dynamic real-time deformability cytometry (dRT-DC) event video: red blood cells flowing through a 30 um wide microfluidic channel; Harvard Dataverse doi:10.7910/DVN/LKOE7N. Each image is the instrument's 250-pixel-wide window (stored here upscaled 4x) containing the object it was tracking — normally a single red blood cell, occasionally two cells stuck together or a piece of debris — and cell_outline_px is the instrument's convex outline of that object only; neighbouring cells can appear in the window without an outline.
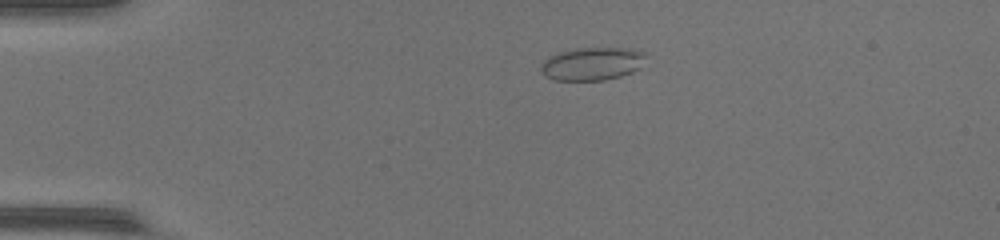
{"species": "common noctule bat (a hibernating species)", "species_latin": "Nyctalus noctula", "temperature_condition": "warm", "stored_images_in_passage": 42, "camera_frame_rate_fps": 3000, "um_per_image_px": 0.085, "animal": {"sex": "female", "body_mass_g": 17.0, "forearm_length_mm": 48.0}, "frame": {"image": 1, "passage_image": 2, "time_ms": 0.333, "image_size_px": [1000, 240], "cell_outline_px": [[648, 52], [640, 68], [632, 72], [620, 76], [604, 80], [552, 80], [544, 76], [540, 72], [540, 64], [548, 56], [560, 52], [576, 48], [632, 48]], "centroid_in_image_um": [50.33, 5.41], "position_along_channel_um": 34.7, "area_um2": 20.52}}
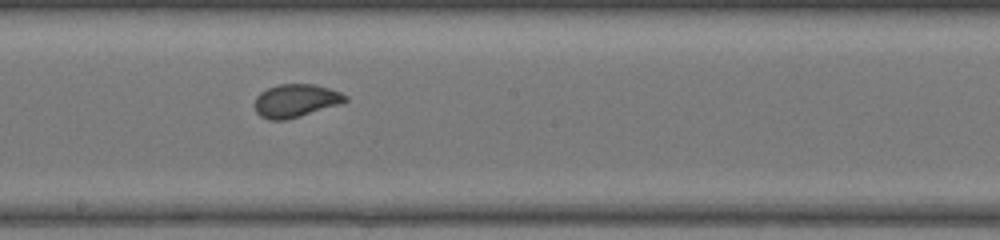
{"frame": {"image": 2, "passage_image": 20, "time_ms": 6.333, "image_size_px": [1000, 240], "cell_outline_px": [[348, 100], [300, 116], [284, 120], [268, 120], [260, 116], [256, 112], [256, 96], [260, 92], [268, 88], [280, 84], [316, 84], [340, 92], [348, 96]], "centroid_in_image_um": [25.11, 8.55], "position_along_channel_um": 223.1, "area_um2": 17.17}}
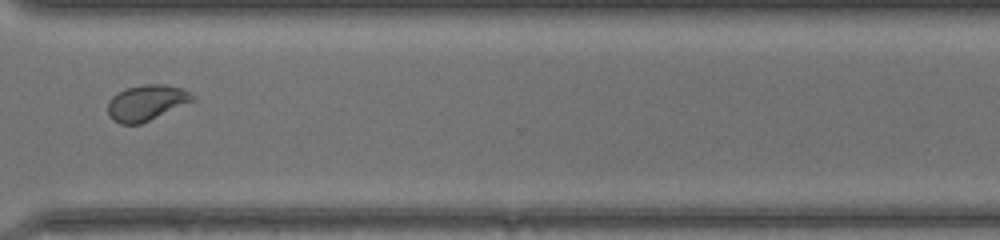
{"frame": {"image": 3, "passage_image": 30, "time_ms": 9.667, "image_size_px": [1000, 240], "cell_outline_px": [[196, 100], [140, 124], [120, 124], [112, 120], [108, 116], [108, 100], [112, 96], [128, 88], [144, 84], [164, 84], [184, 88], [196, 96]], "centroid_in_image_um": [12.47, 8.73], "position_along_channel_um": 358.1, "area_um2": 17.74}}